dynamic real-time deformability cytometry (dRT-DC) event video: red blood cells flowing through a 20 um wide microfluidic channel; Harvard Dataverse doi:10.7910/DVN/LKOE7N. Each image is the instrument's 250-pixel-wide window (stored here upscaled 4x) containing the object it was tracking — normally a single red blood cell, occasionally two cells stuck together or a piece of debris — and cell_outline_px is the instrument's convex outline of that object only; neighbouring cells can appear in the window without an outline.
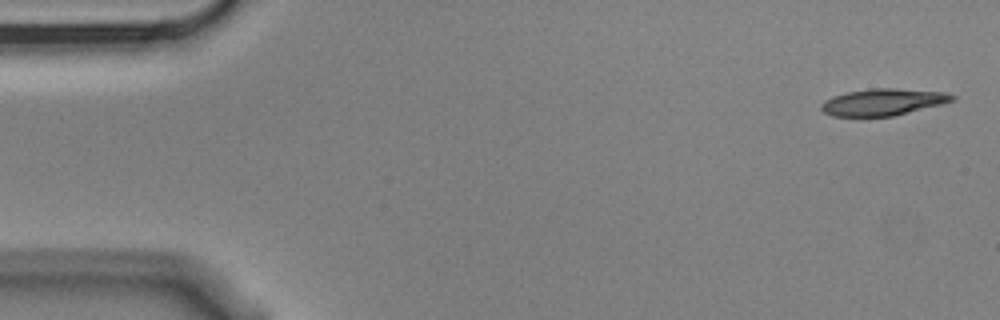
{"species": "Egyptian fruit bat (a non-hibernating species)", "species_latin": "Rousettus aegyptiacus", "temperature_condition": "cold", "stored_images_in_passage": 5, "camera_frame_rate_fps": 3000, "um_per_image_px": 0.085, "animal": {"sex": "male"}, "frame": {"image": 1, "passage_image": 1, "time_ms": 0.0, "image_size_px": [1000, 320], "cell_outline_px": [[956, 100], [944, 104], [892, 116], [832, 116], [824, 112], [820, 108], [820, 104], [824, 100], [832, 96], [848, 92], [872, 88], [896, 88], [948, 92], [956, 96]], "centroid_in_image_um": [75.1, 8.67], "position_along_channel_um": 9.9, "area_um2": 20.63}}
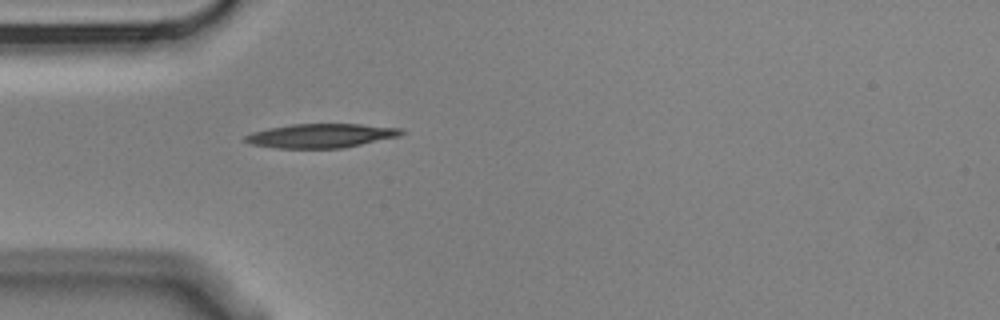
{"frame": {"image": 2, "passage_image": 5, "time_ms": 1.333, "image_size_px": [1000, 320], "cell_outline_px": [[404, 132], [400, 136], [344, 148], [276, 148], [248, 144], [244, 140], [244, 136], [252, 132], [268, 128], [292, 124], [360, 124], [400, 128]], "centroid_in_image_um": [27.25, 11.54], "position_along_channel_um": 57.7, "area_um2": 21.96}}